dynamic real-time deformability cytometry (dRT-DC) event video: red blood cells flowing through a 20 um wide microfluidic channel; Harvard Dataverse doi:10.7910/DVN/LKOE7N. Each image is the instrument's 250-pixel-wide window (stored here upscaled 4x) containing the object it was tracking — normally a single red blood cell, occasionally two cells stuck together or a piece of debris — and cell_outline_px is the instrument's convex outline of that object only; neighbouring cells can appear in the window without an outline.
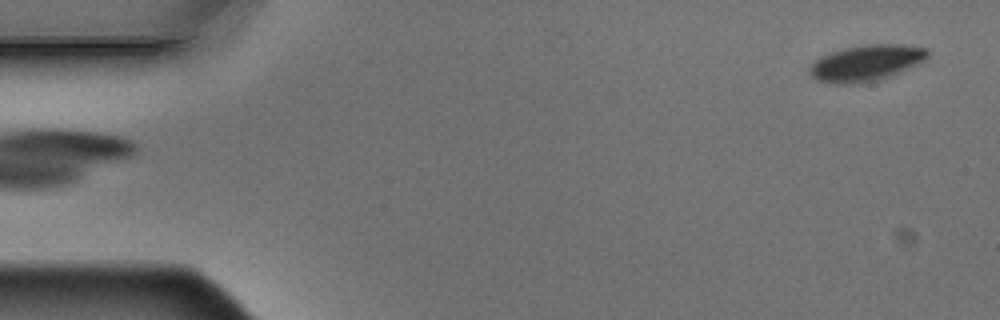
{"species": "Egyptian fruit bat (a non-hibernating species)", "species_latin": "Rousettus aegyptiacus", "temperature_condition": "warm", "stored_images_in_passage": 5, "camera_frame_rate_fps": 3000, "um_per_image_px": 0.085, "animal": {"sex": "male"}, "frame": {"image": 1, "passage_image": 5, "time_ms": 1.333, "image_size_px": [1000, 320], "cell_outline_px": [[928, 56], [924, 60], [916, 64], [888, 76], [876, 80], [852, 84], [832, 84], [816, 80], [808, 76], [808, 68], [816, 60], [832, 52], [844, 48], [872, 44], [900, 44], [928, 48]], "centroid_in_image_um": [73.57, 5.36], "position_along_channel_um": 11.4, "area_um2": 24.51}}